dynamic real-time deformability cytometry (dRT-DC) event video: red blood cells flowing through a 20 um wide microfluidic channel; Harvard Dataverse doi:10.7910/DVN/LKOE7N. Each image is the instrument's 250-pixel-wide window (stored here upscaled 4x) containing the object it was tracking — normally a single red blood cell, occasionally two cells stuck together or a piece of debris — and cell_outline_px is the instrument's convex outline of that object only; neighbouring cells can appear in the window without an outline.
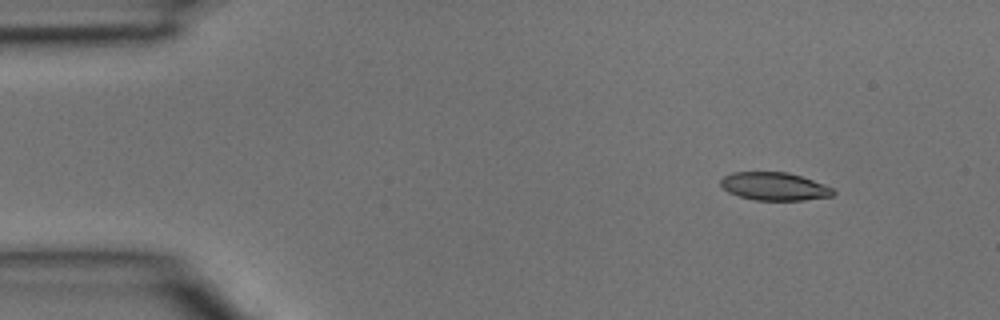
{"species": "common noctule bat (a hibernating species)", "species_latin": "Nyctalus noctula", "temperature_condition": "room temperature", "stored_images_in_passage": 3, "camera_frame_rate_fps": 3000, "um_per_image_px": 0.085, "animal": {"sex": "male", "body_mass_g": 15.6}, "frame": {"image": 1, "passage_image": 1, "time_ms": 0.0, "image_size_px": [1000, 320], "cell_outline_px": [[836, 192], [832, 196], [804, 200], [756, 200], [740, 196], [728, 192], [720, 184], [720, 180], [724, 176], [732, 172], [788, 172], [824, 184], [832, 188]], "centroid_in_image_um": [65.82, 15.84], "position_along_channel_um": 19.2, "area_um2": 18.26}}
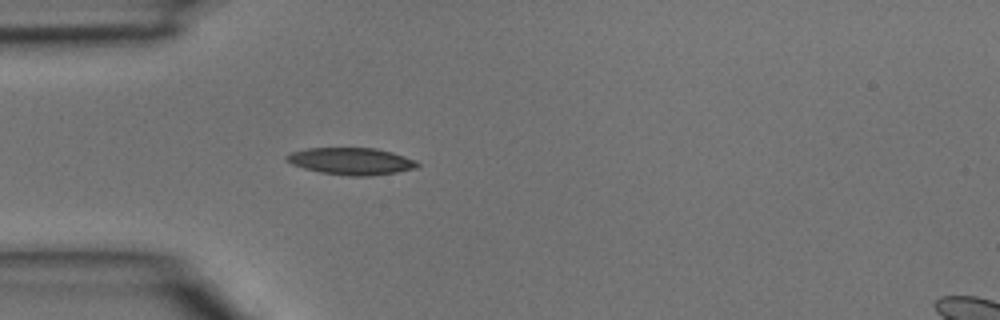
{"frame": {"image": 2, "passage_image": 3, "time_ms": 0.667, "image_size_px": [1000, 320], "cell_outline_px": [[420, 164], [416, 168], [396, 172], [372, 176], [348, 176], [320, 172], [304, 168], [292, 164], [284, 160], [284, 156], [292, 152], [308, 148], [376, 148], [392, 152], [416, 160]], "centroid_in_image_um": [29.85, 13.7], "position_along_channel_um": 55.2, "area_um2": 20.63}}